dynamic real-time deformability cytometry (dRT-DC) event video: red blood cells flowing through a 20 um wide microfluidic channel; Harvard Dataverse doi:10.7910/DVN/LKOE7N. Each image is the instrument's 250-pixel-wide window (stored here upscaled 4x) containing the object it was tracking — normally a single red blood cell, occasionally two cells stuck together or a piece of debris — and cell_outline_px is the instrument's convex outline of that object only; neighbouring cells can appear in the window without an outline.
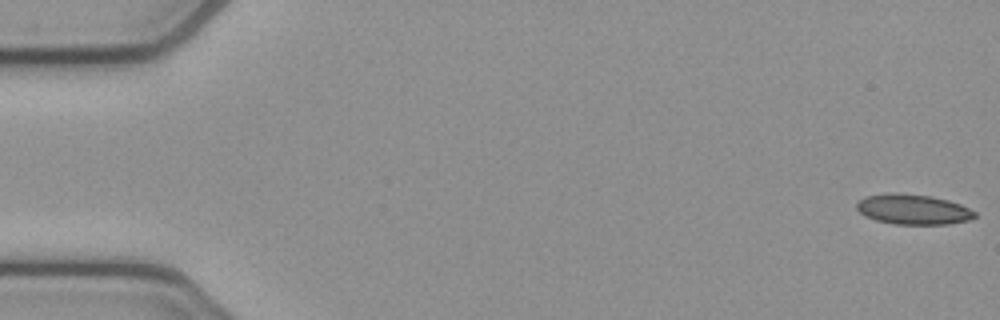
{"species": "common noctule bat (a hibernating species)", "species_latin": "Nyctalus noctula", "temperature_condition": "cold", "stored_images_in_passage": 5, "camera_frame_rate_fps": 3000, "um_per_image_px": 0.085, "animal": {"sex": "female", "body_mass_g": 21.9}, "frame": {"image": 1, "passage_image": 1, "time_ms": 0.0, "image_size_px": [1000, 320], "cell_outline_px": [[976, 216], [968, 220], [948, 224], [896, 224], [876, 220], [864, 216], [856, 208], [856, 204], [864, 196], [932, 196], [948, 200], [960, 204], [976, 212]], "centroid_in_image_um": [77.66, 17.85], "position_along_channel_um": 7.3, "area_um2": 19.77}}
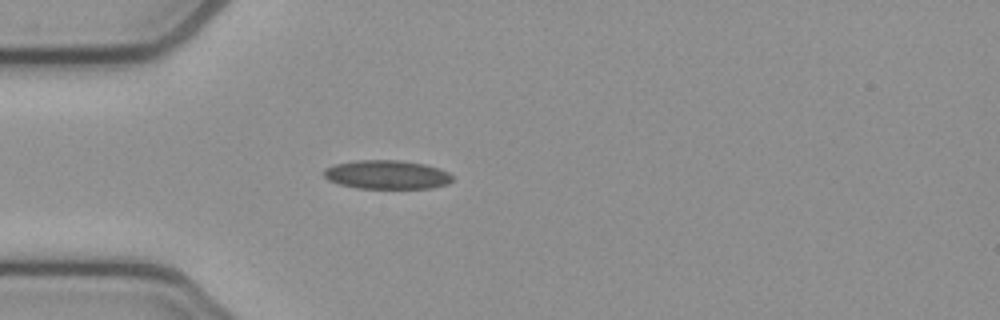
{"frame": {"image": 2, "passage_image": 5, "time_ms": 1.333, "image_size_px": [1000, 320], "cell_outline_px": [[452, 180], [448, 184], [432, 188], [356, 188], [340, 184], [328, 180], [324, 176], [324, 168], [336, 164], [356, 160], [400, 160], [424, 164], [440, 168], [448, 172], [452, 176]], "centroid_in_image_um": [32.89, 14.84], "position_along_channel_um": 52.1, "area_um2": 21.62}}